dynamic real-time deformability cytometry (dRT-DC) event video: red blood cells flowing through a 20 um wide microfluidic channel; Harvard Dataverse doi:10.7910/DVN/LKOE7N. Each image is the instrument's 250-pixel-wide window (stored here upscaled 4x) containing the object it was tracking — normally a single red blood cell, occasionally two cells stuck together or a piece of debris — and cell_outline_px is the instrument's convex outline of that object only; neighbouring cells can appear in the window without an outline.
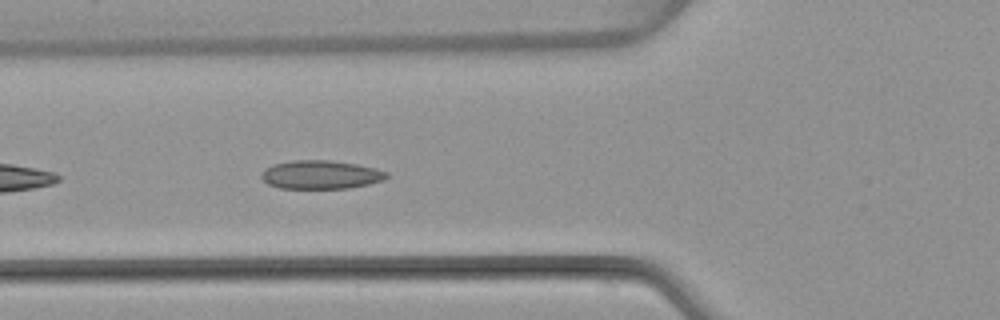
{"species": "common noctule bat (a hibernating species)", "species_latin": "Nyctalus noctula", "temperature_condition": "warm", "stored_images_in_passage": 4, "camera_frame_rate_fps": 3000, "um_per_image_px": 0.085, "animal": {"sex": "female", "body_mass_g": 22.7, "forearm_length_mm": 54.2}, "frame": {"image": 1, "passage_image": 4, "time_ms": 3.667, "image_size_px": [1000, 320], "cell_outline_px": [[388, 176], [384, 180], [368, 184], [348, 188], [280, 188], [268, 184], [260, 176], [272, 164], [292, 160], [328, 160], [356, 164], [376, 168], [388, 172]], "centroid_in_image_um": [27.29, 14.84], "position_along_channel_um": 98.5, "area_um2": 20.69}}